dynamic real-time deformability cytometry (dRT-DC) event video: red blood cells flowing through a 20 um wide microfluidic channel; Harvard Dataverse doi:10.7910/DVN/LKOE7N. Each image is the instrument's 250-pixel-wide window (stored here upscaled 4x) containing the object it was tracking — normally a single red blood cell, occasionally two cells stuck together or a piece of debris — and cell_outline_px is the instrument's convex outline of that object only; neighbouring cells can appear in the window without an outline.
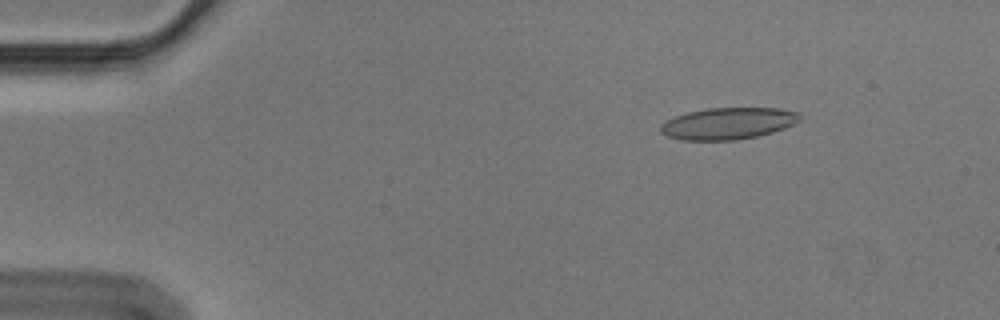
{"species": "Egyptian fruit bat (a non-hibernating species)", "species_latin": "Rousettus aegyptiacus", "temperature_condition": "cold", "stored_images_in_passage": 49, "camera_frame_rate_fps": 3000, "um_per_image_px": 0.085, "animal": {"sex": "male"}, "frame": {"image": 1, "passage_image": 6, "time_ms": 1.667, "image_size_px": [1000, 320], "cell_outline_px": [[800, 120], [784, 128], [772, 132], [756, 136], [736, 140], [680, 140], [668, 136], [660, 132], [660, 124], [676, 116], [688, 112], [708, 108], [780, 108], [800, 112]], "centroid_in_image_um": [61.88, 10.49], "position_along_channel_um": 23.1, "area_um2": 25.66}}
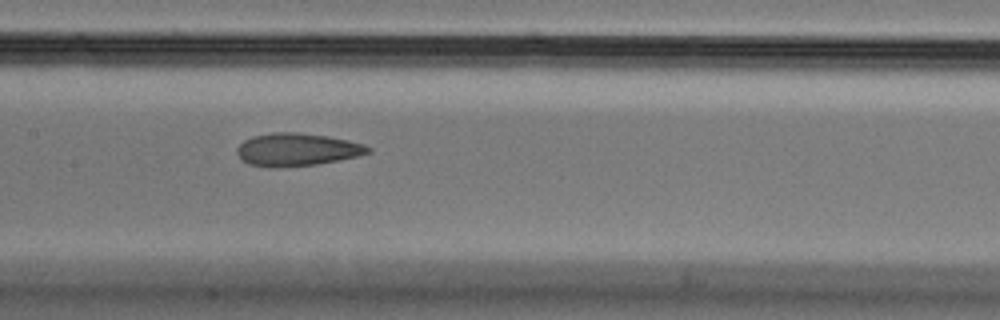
{"frame": {"image": 2, "passage_image": 26, "time_ms": 8.333, "image_size_px": [1000, 320], "cell_outline_px": [[372, 152], [360, 156], [340, 160], [316, 164], [276, 168], [268, 168], [248, 164], [236, 152], [236, 148], [244, 140], [252, 136], [272, 132], [296, 132], [328, 136], [348, 140], [364, 144], [372, 148]], "centroid_in_image_um": [25.26, 12.72], "position_along_channel_um": 182.1, "area_um2": 25.32}}
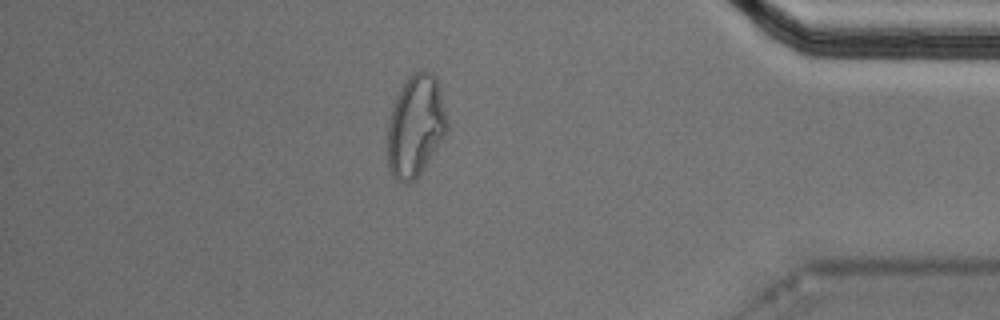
{"frame": {"image": 3, "passage_image": 47, "time_ms": 15.333, "image_size_px": [1000, 320], "cell_outline_px": [[448, 128], [444, 136], [420, 176], [408, 184], [404, 184], [396, 180], [388, 172], [388, 120], [392, 104], [400, 88], [408, 76], [412, 72], [428, 72], [436, 76], [448, 120]], "centroid_in_image_um": [35.3, 10.75], "position_along_channel_um": 399.9, "area_um2": 35.72}, "authors_computed_cell_mechanics": {"area_um2": 25.8366, "velocity_mm_per_s": 3.5711, "shape_relaxation_time_tau1_ms": null, "shape_relaxation_time_tau2_ms": 2.3817, "deformation_change_tau1": null, "deformation_change_tau2": 0.0995}}